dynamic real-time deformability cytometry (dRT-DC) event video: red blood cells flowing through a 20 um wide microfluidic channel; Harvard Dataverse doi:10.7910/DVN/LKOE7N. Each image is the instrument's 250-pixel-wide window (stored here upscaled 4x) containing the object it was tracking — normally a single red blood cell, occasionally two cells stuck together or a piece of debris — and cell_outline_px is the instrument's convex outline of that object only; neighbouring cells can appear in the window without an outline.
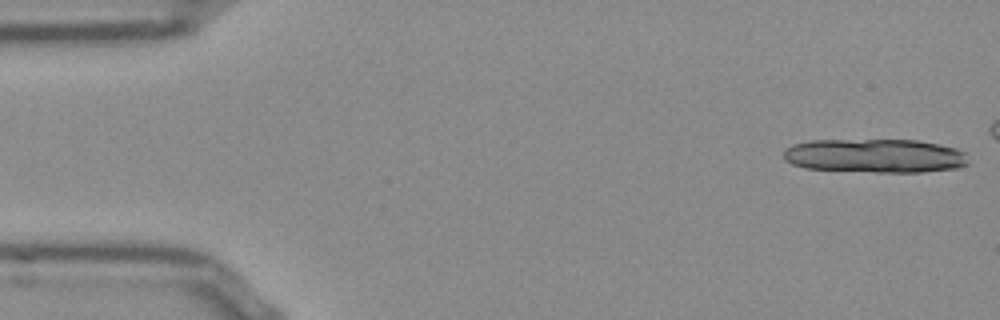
{"species": "Egyptian fruit bat (a non-hibernating species)", "species_latin": "Rousettus aegyptiacus", "temperature_condition": "room temperature", "stored_images_in_passage": 12, "camera_frame_rate_fps": 3000, "um_per_image_px": 0.085, "frame": {"image": 1, "passage_image": 1, "time_ms": 0.0, "image_size_px": [1000, 320], "cell_outline_px": [[968, 164], [960, 168], [924, 172], [876, 172], [804, 168], [792, 164], [784, 160], [784, 148], [792, 144], [808, 140], [916, 140], [940, 144], [956, 148], [964, 152], [968, 160]], "centroid_in_image_um": [74.37, 13.24], "position_along_channel_um": 10.6, "area_um2": 36.88}}